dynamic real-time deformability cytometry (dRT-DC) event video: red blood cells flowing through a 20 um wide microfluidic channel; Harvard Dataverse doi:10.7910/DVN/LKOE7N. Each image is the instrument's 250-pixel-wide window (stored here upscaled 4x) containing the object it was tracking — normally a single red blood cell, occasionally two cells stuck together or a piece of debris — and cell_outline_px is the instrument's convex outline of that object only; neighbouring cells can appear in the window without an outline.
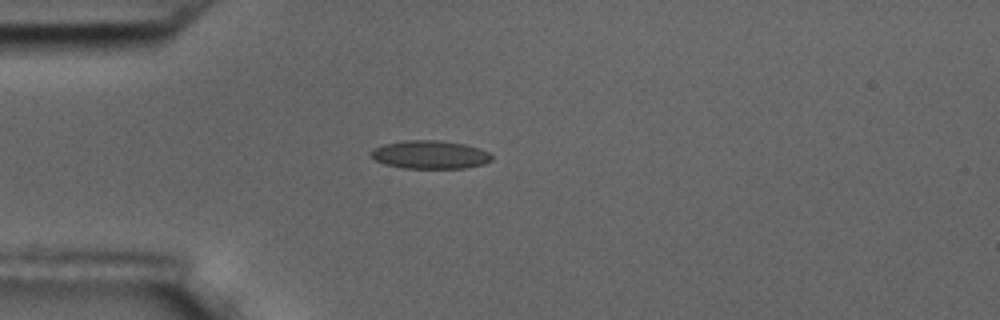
{"species": "common noctule bat (a hibernating species)", "species_latin": "Nyctalus noctula", "temperature_condition": "room temperature", "stored_images_in_passage": 9, "camera_frame_rate_fps": 3000, "um_per_image_px": 0.085, "animal": {"sex": "male", "body_mass_g": 17.5, "forearm_length_mm": 52.3}, "frame": {"image": 1, "passage_image": 4, "time_ms": 3.667, "image_size_px": [1000, 320], "cell_outline_px": [[492, 160], [484, 164], [464, 168], [404, 168], [384, 164], [376, 160], [368, 152], [372, 148], [384, 144], [404, 140], [436, 140], [464, 144], [480, 148], [488, 152], [492, 156]], "centroid_in_image_um": [36.53, 13.14], "position_along_channel_um": 48.5, "area_um2": 19.94}}
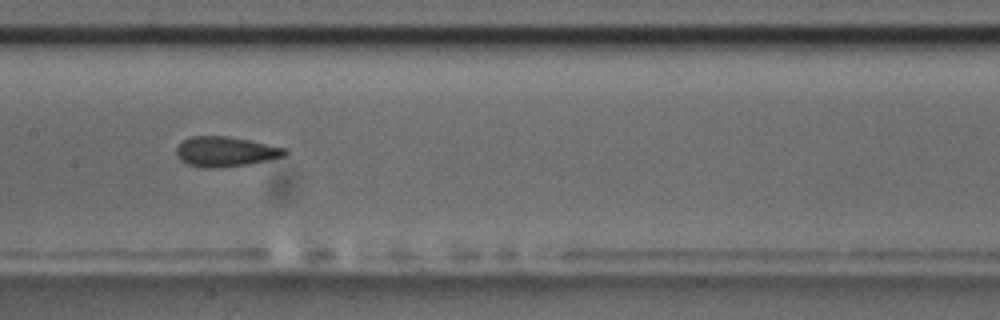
{"frame": {"image": 2, "passage_image": 8, "time_ms": 8.0, "image_size_px": [1000, 320], "cell_outline_px": [[288, 152], [284, 156], [268, 160], [248, 164], [220, 168], [204, 168], [188, 164], [180, 160], [176, 156], [176, 148], [184, 140], [192, 136], [228, 136], [288, 148]], "centroid_in_image_um": [19.17, 12.89], "position_along_channel_um": 188.2, "area_um2": 19.02}}
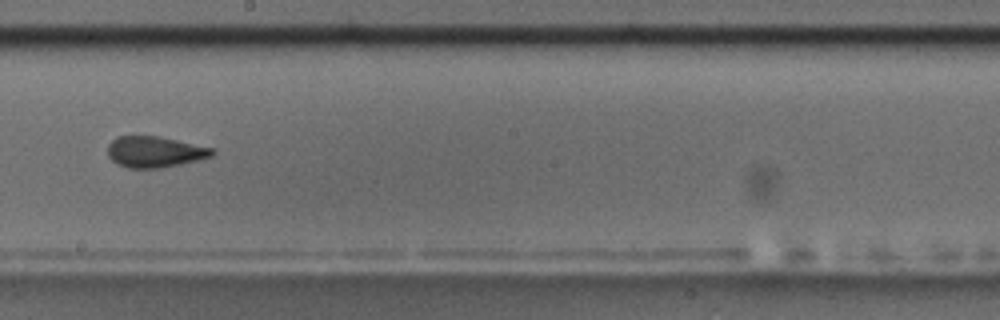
{"frame": {"image": 3, "passage_image": 9, "time_ms": 9.333, "image_size_px": [1000, 320], "cell_outline_px": [[216, 152], [212, 156], [200, 160], [160, 168], [128, 168], [116, 164], [108, 156], [108, 144], [116, 136], [160, 136], [216, 148]], "centroid_in_image_um": [13.19, 12.9], "position_along_channel_um": 235.0, "area_um2": 19.25}}